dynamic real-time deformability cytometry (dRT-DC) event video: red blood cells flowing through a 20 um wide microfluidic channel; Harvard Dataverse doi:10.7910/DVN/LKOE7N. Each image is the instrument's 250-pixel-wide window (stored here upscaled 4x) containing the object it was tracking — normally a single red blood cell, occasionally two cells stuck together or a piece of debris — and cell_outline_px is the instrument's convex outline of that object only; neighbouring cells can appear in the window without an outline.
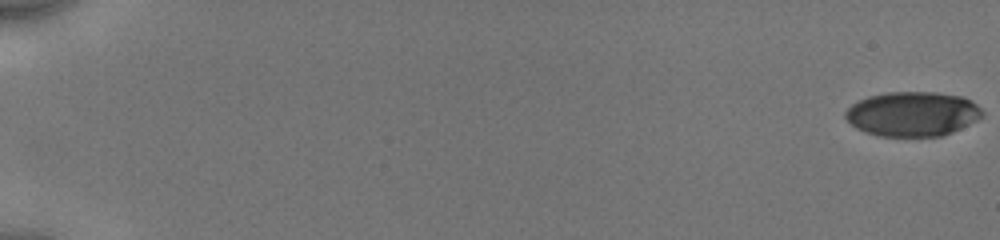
{"species": "human", "species_latin": "Homo sapiens", "temperature_condition": "cold", "stored_images_in_passage": 49, "camera_frame_rate_fps": 3000, "um_per_image_px": 0.085, "donor": {"sex": "male"}, "frame": {"image": 1, "passage_image": 1, "time_ms": 0.0, "image_size_px": [1000, 240], "cell_outline_px": [[984, 116], [952, 132], [940, 136], [880, 136], [856, 128], [844, 116], [844, 112], [852, 104], [868, 96], [888, 92], [936, 92], [964, 96], [976, 104], [984, 112]], "centroid_in_image_um": [77.58, 9.67], "position_along_channel_um": 7.4, "area_um2": 35.49}}
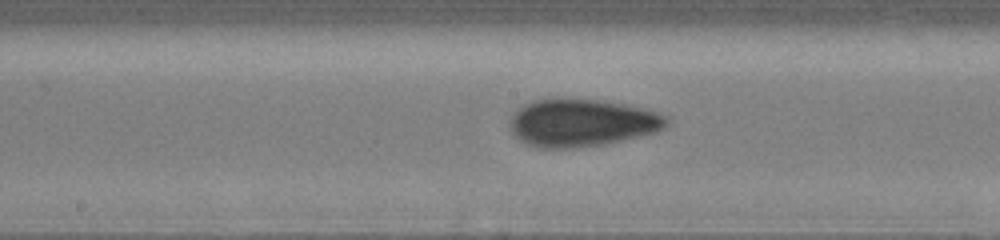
{"frame": {"image": 2, "passage_image": 28, "time_ms": 10.0, "image_size_px": [1000, 240], "cell_outline_px": [[668, 124], [664, 128], [656, 132], [640, 136], [604, 144], [572, 148], [536, 148], [524, 144], [512, 132], [512, 116], [524, 104], [532, 100], [560, 96], [600, 100], [624, 104], [656, 112], [668, 116]], "centroid_in_image_um": [49.44, 10.42], "position_along_channel_um": 198.8, "area_um2": 43.81}}
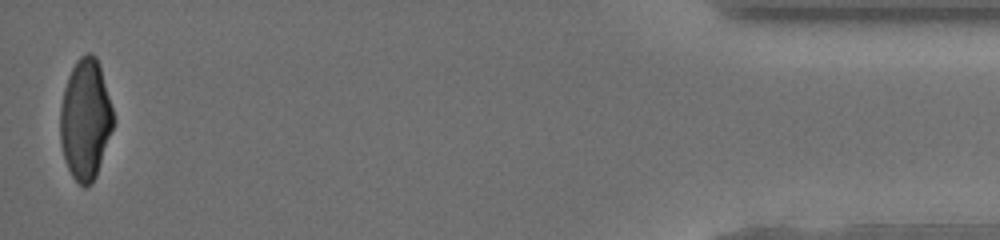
{"frame": {"image": 3, "passage_image": 49, "time_ms": 17.667, "image_size_px": [1000, 240], "cell_outline_px": [[116, 120], [96, 176], [92, 184], [84, 188], [72, 176], [68, 168], [60, 144], [60, 108], [64, 88], [68, 76], [76, 60], [80, 56], [88, 52], [92, 52], [96, 56], [100, 68]], "centroid_in_image_um": [7.26, 10.15], "position_along_channel_um": 427.9, "area_um2": 37.45}, "authors_computed_cell_mechanics": {"area_um2": 39.593, "velocity_mm_per_s": 3.9591, "shape_relaxation_time_tau1_ms": 6.058, "shape_relaxation_time_tau2_ms": 1.2498, "deformation_change_tau1": 0.1524, "deformation_change_tau2": 0.0563}}